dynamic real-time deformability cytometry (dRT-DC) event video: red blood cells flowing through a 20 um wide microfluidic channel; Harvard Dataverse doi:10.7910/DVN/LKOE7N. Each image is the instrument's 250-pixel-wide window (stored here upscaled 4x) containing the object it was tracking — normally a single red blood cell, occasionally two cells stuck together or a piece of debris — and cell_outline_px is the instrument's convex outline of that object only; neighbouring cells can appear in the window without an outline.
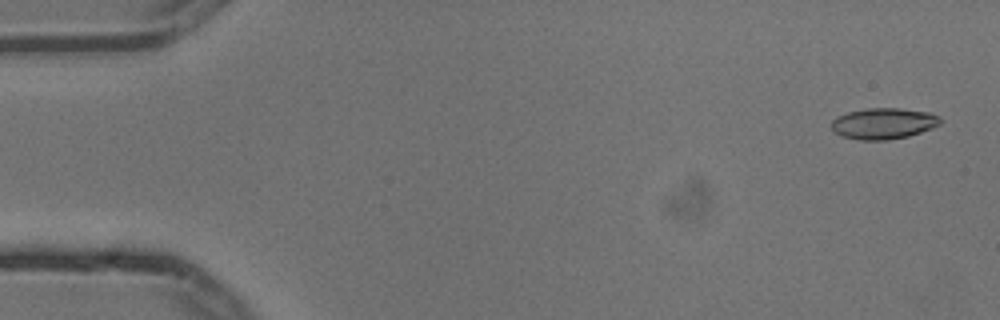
{"species": "common noctule bat (a hibernating species)", "species_latin": "Nyctalus noctula", "temperature_condition": "cold", "stored_images_in_passage": 5, "camera_frame_rate_fps": 3000, "um_per_image_px": 0.085, "animal": {"sex": "male", "body_mass_g": 13.3}, "frame": {"image": 1, "passage_image": 1, "time_ms": 0.0, "image_size_px": [1000, 320], "cell_outline_px": [[940, 124], [932, 128], [908, 136], [888, 140], [860, 140], [844, 136], [836, 132], [832, 128], [832, 120], [836, 116], [848, 112], [868, 108], [900, 108], [928, 112], [940, 116]], "centroid_in_image_um": [75.11, 10.49], "position_along_channel_um": 9.9, "area_um2": 19.59}}
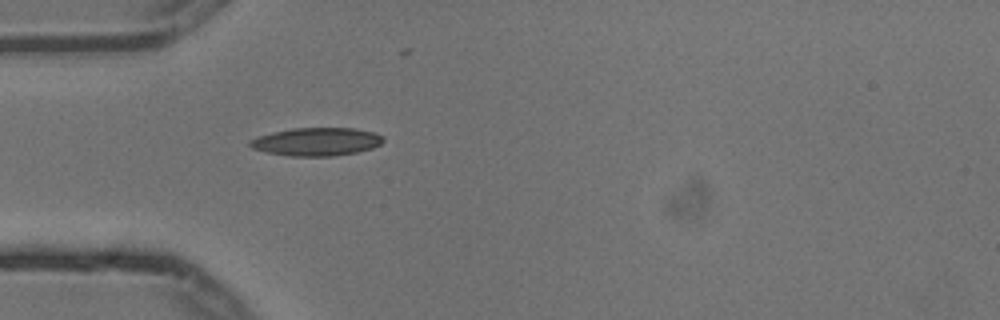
{"frame": {"image": 2, "passage_image": 5, "time_ms": 1.333, "image_size_px": [1000, 320], "cell_outline_px": [[384, 140], [380, 144], [372, 148], [356, 152], [332, 156], [288, 156], [268, 152], [252, 148], [248, 144], [248, 140], [256, 136], [272, 132], [292, 128], [356, 128], [376, 132], [384, 136]], "centroid_in_image_um": [26.9, 12.03], "position_along_channel_um": 58.1, "area_um2": 22.02}}